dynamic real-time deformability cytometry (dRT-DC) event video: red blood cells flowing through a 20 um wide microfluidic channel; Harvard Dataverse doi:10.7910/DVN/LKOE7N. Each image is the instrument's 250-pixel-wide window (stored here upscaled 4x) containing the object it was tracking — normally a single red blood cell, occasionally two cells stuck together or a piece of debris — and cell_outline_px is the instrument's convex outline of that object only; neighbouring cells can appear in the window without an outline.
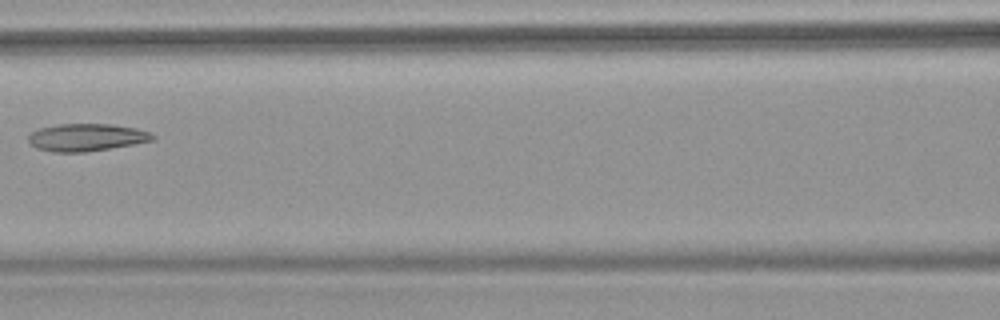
{"species": "common noctule bat (a hibernating species)", "species_latin": "Nyctalus noctula", "temperature_condition": "warm", "stored_images_in_passage": 7, "camera_frame_rate_fps": 3000, "um_per_image_px": 0.085, "animal": {"sex": "female", "body_mass_g": 18.4}, "frame": {"image": 1, "passage_image": 7, "time_ms": 7.0, "image_size_px": [1000, 320], "cell_outline_px": [[156, 136], [152, 140], [132, 144], [84, 152], [52, 152], [36, 148], [28, 140], [28, 136], [32, 132], [40, 128], [60, 124], [112, 124], [136, 128], [148, 132]], "centroid_in_image_um": [7.32, 11.67], "position_along_channel_um": 159.3, "area_um2": 19.59}}